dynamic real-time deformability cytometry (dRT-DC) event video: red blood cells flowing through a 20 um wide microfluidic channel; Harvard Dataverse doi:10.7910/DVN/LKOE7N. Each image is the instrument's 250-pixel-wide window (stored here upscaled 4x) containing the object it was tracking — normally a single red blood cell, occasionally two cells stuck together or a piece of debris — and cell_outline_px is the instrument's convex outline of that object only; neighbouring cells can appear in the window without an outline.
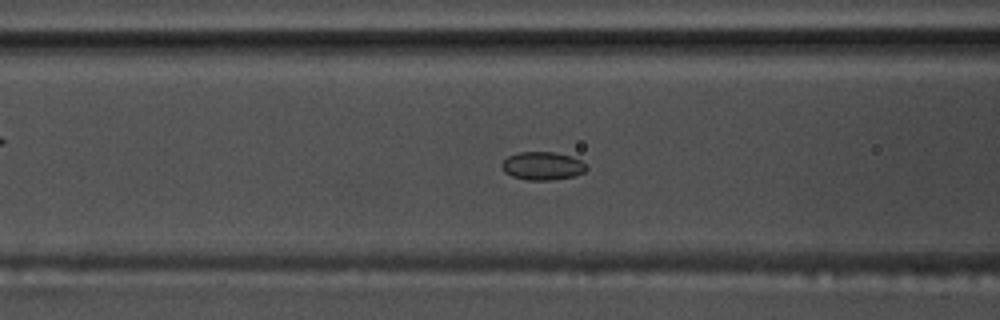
{"species": "common noctule bat (a hibernating species)", "species_latin": "Nyctalus noctula", "temperature_condition": "warm", "stored_images_in_passage": 58, "camera_frame_rate_fps": 3000, "um_per_image_px": 0.085, "animal": {"sex": "male", "body_mass_g": 17.5, "forearm_length_mm": 52.3}, "frame": {"image": 1, "passage_image": 24, "time_ms": 7.667, "image_size_px": [1000, 320], "cell_outline_px": [[588, 168], [584, 172], [572, 176], [548, 180], [528, 180], [512, 176], [504, 172], [500, 168], [500, 164], [508, 156], [520, 152], [552, 152], [568, 156], [580, 160], [588, 164]], "centroid_in_image_um": [46.08, 14.1], "position_along_channel_um": 120.5, "area_um2": 13.81}}
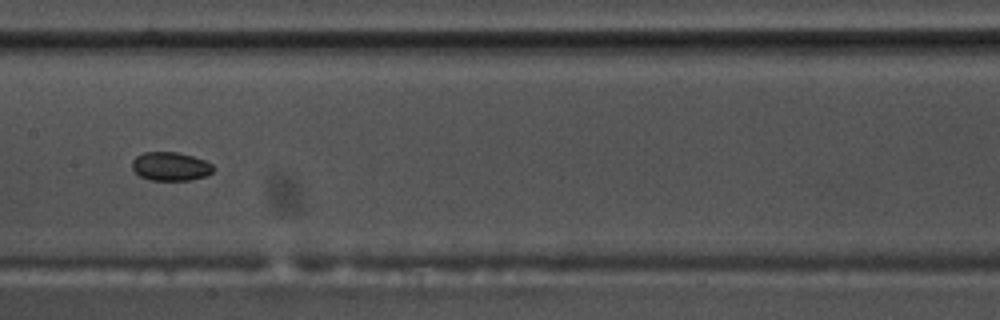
{"frame": {"image": 2, "passage_image": 30, "time_ms": 9.667, "image_size_px": [1000, 320], "cell_outline_px": [[216, 168], [212, 172], [204, 176], [188, 180], [148, 180], [140, 176], [132, 168], [132, 160], [136, 156], [144, 152], [176, 152], [192, 156], [204, 160], [212, 164]], "centroid_in_image_um": [14.49, 14.14], "position_along_channel_um": 192.9, "area_um2": 13.53}}
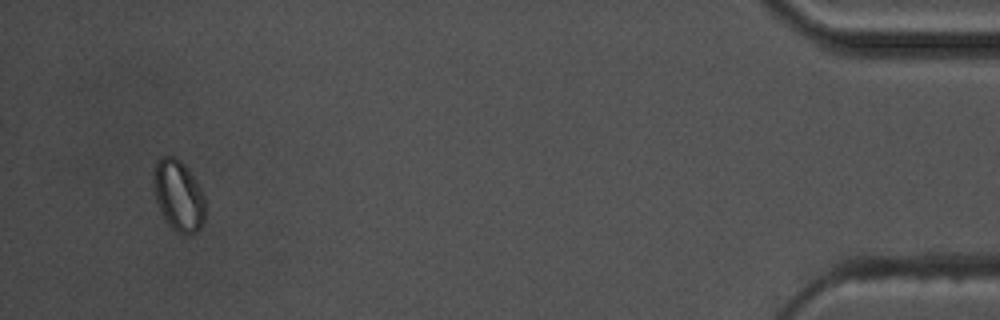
{"frame": {"image": 3, "passage_image": 55, "time_ms": 18.0, "image_size_px": [1000, 320], "cell_outline_px": [[204, 220], [200, 228], [196, 232], [188, 236], [176, 232], [168, 224], [156, 200], [152, 184], [152, 180], [156, 160], [160, 156], [176, 156], [184, 164], [196, 180], [204, 196]], "centroid_in_image_um": [15.15, 16.61], "position_along_channel_um": 420.0, "area_um2": 21.5}}